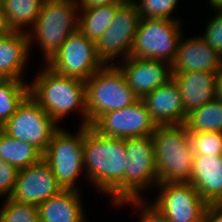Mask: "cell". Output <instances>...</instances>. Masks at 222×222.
I'll return each instance as SVG.
<instances>
[{
  "label": "cell",
  "instance_id": "cell-1",
  "mask_svg": "<svg viewBox=\"0 0 222 222\" xmlns=\"http://www.w3.org/2000/svg\"><path fill=\"white\" fill-rule=\"evenodd\" d=\"M83 155L86 176L98 191L109 194L123 180L128 159L124 139L83 126Z\"/></svg>",
  "mask_w": 222,
  "mask_h": 222
},
{
  "label": "cell",
  "instance_id": "cell-2",
  "mask_svg": "<svg viewBox=\"0 0 222 222\" xmlns=\"http://www.w3.org/2000/svg\"><path fill=\"white\" fill-rule=\"evenodd\" d=\"M29 95L58 123L72 111L82 115L81 126H87L85 81L54 72L45 67L29 85Z\"/></svg>",
  "mask_w": 222,
  "mask_h": 222
},
{
  "label": "cell",
  "instance_id": "cell-3",
  "mask_svg": "<svg viewBox=\"0 0 222 222\" xmlns=\"http://www.w3.org/2000/svg\"><path fill=\"white\" fill-rule=\"evenodd\" d=\"M152 139L158 183L189 182L194 152L186 126L157 125Z\"/></svg>",
  "mask_w": 222,
  "mask_h": 222
},
{
  "label": "cell",
  "instance_id": "cell-4",
  "mask_svg": "<svg viewBox=\"0 0 222 222\" xmlns=\"http://www.w3.org/2000/svg\"><path fill=\"white\" fill-rule=\"evenodd\" d=\"M127 167L123 180L109 193L113 205L143 198L139 192L158 185L156 158L152 136L124 139Z\"/></svg>",
  "mask_w": 222,
  "mask_h": 222
},
{
  "label": "cell",
  "instance_id": "cell-5",
  "mask_svg": "<svg viewBox=\"0 0 222 222\" xmlns=\"http://www.w3.org/2000/svg\"><path fill=\"white\" fill-rule=\"evenodd\" d=\"M80 10L76 0H44L38 18L32 27L30 47L32 40H37L45 63L60 49L65 40L78 31ZM77 15V16H76ZM33 36V37H32Z\"/></svg>",
  "mask_w": 222,
  "mask_h": 222
},
{
  "label": "cell",
  "instance_id": "cell-6",
  "mask_svg": "<svg viewBox=\"0 0 222 222\" xmlns=\"http://www.w3.org/2000/svg\"><path fill=\"white\" fill-rule=\"evenodd\" d=\"M87 126L100 115L133 105L134 94L120 68L104 65L85 81Z\"/></svg>",
  "mask_w": 222,
  "mask_h": 222
},
{
  "label": "cell",
  "instance_id": "cell-7",
  "mask_svg": "<svg viewBox=\"0 0 222 222\" xmlns=\"http://www.w3.org/2000/svg\"><path fill=\"white\" fill-rule=\"evenodd\" d=\"M179 20L141 18L129 57L172 64L181 38Z\"/></svg>",
  "mask_w": 222,
  "mask_h": 222
},
{
  "label": "cell",
  "instance_id": "cell-8",
  "mask_svg": "<svg viewBox=\"0 0 222 222\" xmlns=\"http://www.w3.org/2000/svg\"><path fill=\"white\" fill-rule=\"evenodd\" d=\"M1 129L17 140L32 144L44 154L59 128L53 118L28 94Z\"/></svg>",
  "mask_w": 222,
  "mask_h": 222
},
{
  "label": "cell",
  "instance_id": "cell-9",
  "mask_svg": "<svg viewBox=\"0 0 222 222\" xmlns=\"http://www.w3.org/2000/svg\"><path fill=\"white\" fill-rule=\"evenodd\" d=\"M43 159L49 164L62 189L79 190L76 178L84 168L83 126L76 135L59 129L53 134Z\"/></svg>",
  "mask_w": 222,
  "mask_h": 222
},
{
  "label": "cell",
  "instance_id": "cell-10",
  "mask_svg": "<svg viewBox=\"0 0 222 222\" xmlns=\"http://www.w3.org/2000/svg\"><path fill=\"white\" fill-rule=\"evenodd\" d=\"M45 64L57 74L84 81L105 65L97 55L95 42L79 30L71 34Z\"/></svg>",
  "mask_w": 222,
  "mask_h": 222
},
{
  "label": "cell",
  "instance_id": "cell-11",
  "mask_svg": "<svg viewBox=\"0 0 222 222\" xmlns=\"http://www.w3.org/2000/svg\"><path fill=\"white\" fill-rule=\"evenodd\" d=\"M140 19L133 0H125L118 7L112 23L95 43L97 55L105 65L116 57H129Z\"/></svg>",
  "mask_w": 222,
  "mask_h": 222
},
{
  "label": "cell",
  "instance_id": "cell-12",
  "mask_svg": "<svg viewBox=\"0 0 222 222\" xmlns=\"http://www.w3.org/2000/svg\"><path fill=\"white\" fill-rule=\"evenodd\" d=\"M159 194L153 201L170 222H201L207 202L189 182L158 183Z\"/></svg>",
  "mask_w": 222,
  "mask_h": 222
},
{
  "label": "cell",
  "instance_id": "cell-13",
  "mask_svg": "<svg viewBox=\"0 0 222 222\" xmlns=\"http://www.w3.org/2000/svg\"><path fill=\"white\" fill-rule=\"evenodd\" d=\"M90 126L100 135L127 139L152 136L157 124L139 99L131 106L100 115Z\"/></svg>",
  "mask_w": 222,
  "mask_h": 222
},
{
  "label": "cell",
  "instance_id": "cell-14",
  "mask_svg": "<svg viewBox=\"0 0 222 222\" xmlns=\"http://www.w3.org/2000/svg\"><path fill=\"white\" fill-rule=\"evenodd\" d=\"M62 187L57 183L49 164L42 158L38 163L19 169L14 191V201L38 206L58 194Z\"/></svg>",
  "mask_w": 222,
  "mask_h": 222
},
{
  "label": "cell",
  "instance_id": "cell-15",
  "mask_svg": "<svg viewBox=\"0 0 222 222\" xmlns=\"http://www.w3.org/2000/svg\"><path fill=\"white\" fill-rule=\"evenodd\" d=\"M123 62L118 67L139 99L172 79V68L168 62L133 57H127Z\"/></svg>",
  "mask_w": 222,
  "mask_h": 222
},
{
  "label": "cell",
  "instance_id": "cell-16",
  "mask_svg": "<svg viewBox=\"0 0 222 222\" xmlns=\"http://www.w3.org/2000/svg\"><path fill=\"white\" fill-rule=\"evenodd\" d=\"M183 40V41H181ZM222 56L201 37L180 38L176 57L171 64L172 74L192 71H218Z\"/></svg>",
  "mask_w": 222,
  "mask_h": 222
},
{
  "label": "cell",
  "instance_id": "cell-17",
  "mask_svg": "<svg viewBox=\"0 0 222 222\" xmlns=\"http://www.w3.org/2000/svg\"><path fill=\"white\" fill-rule=\"evenodd\" d=\"M157 125H182L185 113L178 85L171 79L141 99Z\"/></svg>",
  "mask_w": 222,
  "mask_h": 222
},
{
  "label": "cell",
  "instance_id": "cell-18",
  "mask_svg": "<svg viewBox=\"0 0 222 222\" xmlns=\"http://www.w3.org/2000/svg\"><path fill=\"white\" fill-rule=\"evenodd\" d=\"M216 72L192 71L172 74L178 85L186 114L216 98Z\"/></svg>",
  "mask_w": 222,
  "mask_h": 222
},
{
  "label": "cell",
  "instance_id": "cell-19",
  "mask_svg": "<svg viewBox=\"0 0 222 222\" xmlns=\"http://www.w3.org/2000/svg\"><path fill=\"white\" fill-rule=\"evenodd\" d=\"M208 203H222V155H194L189 180Z\"/></svg>",
  "mask_w": 222,
  "mask_h": 222
},
{
  "label": "cell",
  "instance_id": "cell-20",
  "mask_svg": "<svg viewBox=\"0 0 222 222\" xmlns=\"http://www.w3.org/2000/svg\"><path fill=\"white\" fill-rule=\"evenodd\" d=\"M28 32L9 31L0 39V78L23 80L30 50Z\"/></svg>",
  "mask_w": 222,
  "mask_h": 222
},
{
  "label": "cell",
  "instance_id": "cell-21",
  "mask_svg": "<svg viewBox=\"0 0 222 222\" xmlns=\"http://www.w3.org/2000/svg\"><path fill=\"white\" fill-rule=\"evenodd\" d=\"M80 191L63 189L38 205L39 222H87Z\"/></svg>",
  "mask_w": 222,
  "mask_h": 222
},
{
  "label": "cell",
  "instance_id": "cell-22",
  "mask_svg": "<svg viewBox=\"0 0 222 222\" xmlns=\"http://www.w3.org/2000/svg\"><path fill=\"white\" fill-rule=\"evenodd\" d=\"M44 0H2L1 13L9 31L34 26Z\"/></svg>",
  "mask_w": 222,
  "mask_h": 222
},
{
  "label": "cell",
  "instance_id": "cell-23",
  "mask_svg": "<svg viewBox=\"0 0 222 222\" xmlns=\"http://www.w3.org/2000/svg\"><path fill=\"white\" fill-rule=\"evenodd\" d=\"M0 158L18 169H23L38 163L43 154L32 144L17 140L0 128Z\"/></svg>",
  "mask_w": 222,
  "mask_h": 222
},
{
  "label": "cell",
  "instance_id": "cell-24",
  "mask_svg": "<svg viewBox=\"0 0 222 222\" xmlns=\"http://www.w3.org/2000/svg\"><path fill=\"white\" fill-rule=\"evenodd\" d=\"M122 3H113L91 9H80L78 30L89 40L96 43L114 19ZM82 15V16H81Z\"/></svg>",
  "mask_w": 222,
  "mask_h": 222
},
{
  "label": "cell",
  "instance_id": "cell-25",
  "mask_svg": "<svg viewBox=\"0 0 222 222\" xmlns=\"http://www.w3.org/2000/svg\"><path fill=\"white\" fill-rule=\"evenodd\" d=\"M188 132H222V101L215 98L187 114Z\"/></svg>",
  "mask_w": 222,
  "mask_h": 222
},
{
  "label": "cell",
  "instance_id": "cell-26",
  "mask_svg": "<svg viewBox=\"0 0 222 222\" xmlns=\"http://www.w3.org/2000/svg\"><path fill=\"white\" fill-rule=\"evenodd\" d=\"M29 94V83L17 79L0 78V128L15 113Z\"/></svg>",
  "mask_w": 222,
  "mask_h": 222
},
{
  "label": "cell",
  "instance_id": "cell-27",
  "mask_svg": "<svg viewBox=\"0 0 222 222\" xmlns=\"http://www.w3.org/2000/svg\"><path fill=\"white\" fill-rule=\"evenodd\" d=\"M0 209V222H39L38 206L20 203L5 197Z\"/></svg>",
  "mask_w": 222,
  "mask_h": 222
},
{
  "label": "cell",
  "instance_id": "cell-28",
  "mask_svg": "<svg viewBox=\"0 0 222 222\" xmlns=\"http://www.w3.org/2000/svg\"><path fill=\"white\" fill-rule=\"evenodd\" d=\"M194 155H222V132H189Z\"/></svg>",
  "mask_w": 222,
  "mask_h": 222
},
{
  "label": "cell",
  "instance_id": "cell-29",
  "mask_svg": "<svg viewBox=\"0 0 222 222\" xmlns=\"http://www.w3.org/2000/svg\"><path fill=\"white\" fill-rule=\"evenodd\" d=\"M141 18L172 19L170 14L176 8L179 0H133ZM139 2V3H138Z\"/></svg>",
  "mask_w": 222,
  "mask_h": 222
},
{
  "label": "cell",
  "instance_id": "cell-30",
  "mask_svg": "<svg viewBox=\"0 0 222 222\" xmlns=\"http://www.w3.org/2000/svg\"><path fill=\"white\" fill-rule=\"evenodd\" d=\"M210 19L202 38L222 56V11H217Z\"/></svg>",
  "mask_w": 222,
  "mask_h": 222
},
{
  "label": "cell",
  "instance_id": "cell-31",
  "mask_svg": "<svg viewBox=\"0 0 222 222\" xmlns=\"http://www.w3.org/2000/svg\"><path fill=\"white\" fill-rule=\"evenodd\" d=\"M132 204L135 207L140 206L141 208V221L140 222H170L167 217L153 204L147 203L143 198L139 199H130V200H125L121 201L117 204L116 206H121L123 204ZM143 205V206H142Z\"/></svg>",
  "mask_w": 222,
  "mask_h": 222
},
{
  "label": "cell",
  "instance_id": "cell-32",
  "mask_svg": "<svg viewBox=\"0 0 222 222\" xmlns=\"http://www.w3.org/2000/svg\"><path fill=\"white\" fill-rule=\"evenodd\" d=\"M19 169L0 158V196L10 197L14 191Z\"/></svg>",
  "mask_w": 222,
  "mask_h": 222
},
{
  "label": "cell",
  "instance_id": "cell-33",
  "mask_svg": "<svg viewBox=\"0 0 222 222\" xmlns=\"http://www.w3.org/2000/svg\"><path fill=\"white\" fill-rule=\"evenodd\" d=\"M201 222H222V203L207 204Z\"/></svg>",
  "mask_w": 222,
  "mask_h": 222
},
{
  "label": "cell",
  "instance_id": "cell-34",
  "mask_svg": "<svg viewBox=\"0 0 222 222\" xmlns=\"http://www.w3.org/2000/svg\"><path fill=\"white\" fill-rule=\"evenodd\" d=\"M125 0H78L80 9H91L113 3H123Z\"/></svg>",
  "mask_w": 222,
  "mask_h": 222
},
{
  "label": "cell",
  "instance_id": "cell-35",
  "mask_svg": "<svg viewBox=\"0 0 222 222\" xmlns=\"http://www.w3.org/2000/svg\"><path fill=\"white\" fill-rule=\"evenodd\" d=\"M216 98L222 101V66L216 72Z\"/></svg>",
  "mask_w": 222,
  "mask_h": 222
},
{
  "label": "cell",
  "instance_id": "cell-36",
  "mask_svg": "<svg viewBox=\"0 0 222 222\" xmlns=\"http://www.w3.org/2000/svg\"><path fill=\"white\" fill-rule=\"evenodd\" d=\"M8 32H9V30L7 29V26H6L5 21L3 19V16L1 13V7H0V39Z\"/></svg>",
  "mask_w": 222,
  "mask_h": 222
},
{
  "label": "cell",
  "instance_id": "cell-37",
  "mask_svg": "<svg viewBox=\"0 0 222 222\" xmlns=\"http://www.w3.org/2000/svg\"><path fill=\"white\" fill-rule=\"evenodd\" d=\"M211 7L216 11H222V0H209Z\"/></svg>",
  "mask_w": 222,
  "mask_h": 222
}]
</instances>
